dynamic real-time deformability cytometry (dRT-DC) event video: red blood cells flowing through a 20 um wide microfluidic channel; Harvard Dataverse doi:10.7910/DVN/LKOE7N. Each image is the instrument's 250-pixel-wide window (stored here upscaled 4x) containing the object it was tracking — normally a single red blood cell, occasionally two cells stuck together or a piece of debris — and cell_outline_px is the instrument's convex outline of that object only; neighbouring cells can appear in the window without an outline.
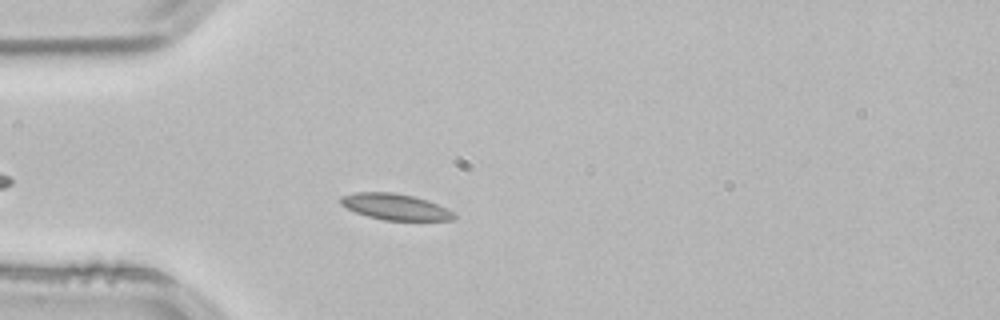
{"species": "common noctule bat (a hibernating species)", "species_latin": "Nyctalus noctula", "temperature_condition": "room temperature", "stored_images_in_passage": 42, "camera_frame_rate_fps": 3000, "um_per_image_px": 0.085, "animal": {"sex": "male", "body_mass_g": 21.5, "forearm_length_mm": 52.0}, "frame": {"image": 1, "passage_image": 8, "time_ms": 2.333, "image_size_px": [1000, 320], "cell_outline_px": [[456, 220], [384, 220], [368, 216], [356, 212], [340, 204], [340, 196], [356, 192], [392, 192], [412, 196], [428, 200], [452, 212], [456, 216]], "centroid_in_image_um": [33.57, 17.57], "position_along_channel_um": 51.4, "area_um2": 17.05}}
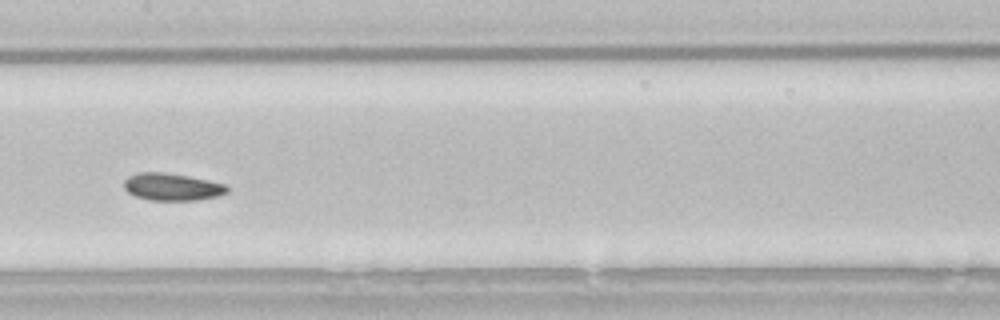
{"frame": {"image": 2, "passage_image": 20, "time_ms": 6.333, "image_size_px": [1000, 320], "cell_outline_px": [[228, 192], [220, 196], [196, 200], [152, 200], [136, 196], [128, 192], [124, 188], [124, 180], [128, 176], [140, 172], [164, 172], [188, 176], [228, 184]], "centroid_in_image_um": [14.66, 15.88], "position_along_channel_um": 192.7, "area_um2": 16.47}}
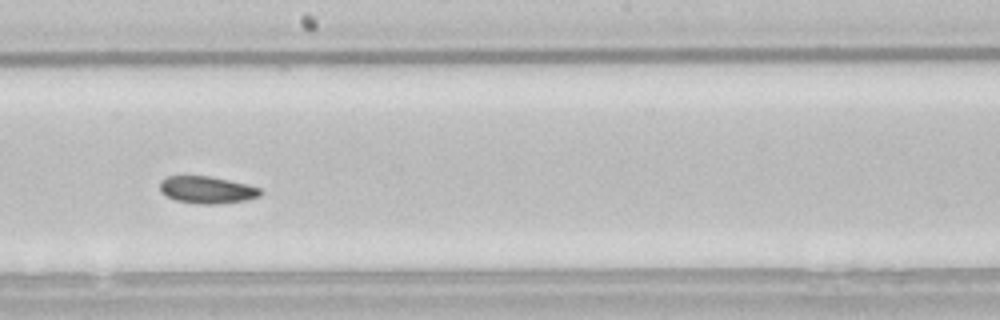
{"frame": {"image": 3, "passage_image": 23, "time_ms": 7.333, "image_size_px": [1000, 320], "cell_outline_px": [[264, 192], [260, 196], [248, 200], [220, 204], [200, 204], [176, 200], [164, 196], [160, 192], [160, 180], [168, 176], [208, 176], [248, 184], [260, 188]], "centroid_in_image_um": [17.61, 16.15], "position_along_channel_um": 230.6, "area_um2": 16.13}, "authors_computed_cell_mechanics": {"area_um2": 16.9065, "velocity_mm_per_s": 3.7992, "shape_relaxation_time_tau1_ms": null, "shape_relaxation_time_tau2_ms": 2.742, "deformation_change_tau1": null, "deformation_change_tau2": 0.0625}}